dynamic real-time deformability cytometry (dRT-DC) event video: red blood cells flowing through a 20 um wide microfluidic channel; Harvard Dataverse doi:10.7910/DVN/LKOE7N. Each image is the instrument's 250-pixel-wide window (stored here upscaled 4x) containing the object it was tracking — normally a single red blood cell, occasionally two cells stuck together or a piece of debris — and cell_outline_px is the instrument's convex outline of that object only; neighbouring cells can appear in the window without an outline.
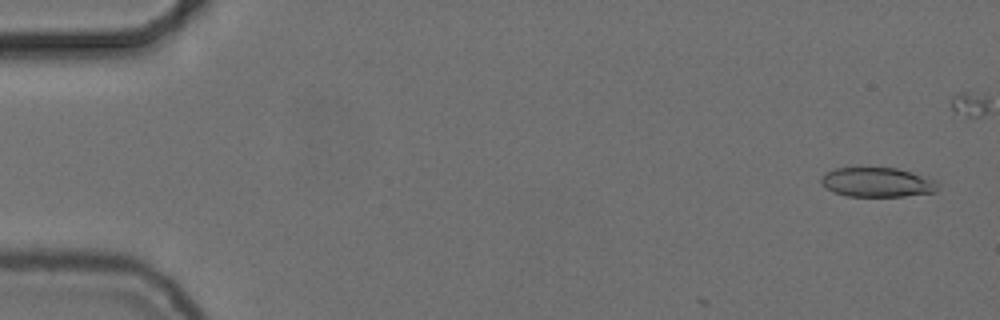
{"species": "common noctule bat (a hibernating species)", "species_latin": "Nyctalus noctula", "temperature_condition": "cold", "stored_images_in_passage": 7, "camera_frame_rate_fps": 3000, "um_per_image_px": 0.085, "animal": {"sex": "female", "body_mass_g": 24.6, "forearm_length_mm": 56.2}, "frame": {"image": 1, "passage_image": 3, "time_ms": 0.667, "image_size_px": [1000, 320], "cell_outline_px": [[936, 192], [904, 196], [848, 196], [832, 192], [824, 188], [820, 184], [820, 180], [824, 172], [836, 168], [896, 168], [936, 180]], "centroid_in_image_um": [74.48, 15.5], "position_along_channel_um": 10.5, "area_um2": 20.0}}